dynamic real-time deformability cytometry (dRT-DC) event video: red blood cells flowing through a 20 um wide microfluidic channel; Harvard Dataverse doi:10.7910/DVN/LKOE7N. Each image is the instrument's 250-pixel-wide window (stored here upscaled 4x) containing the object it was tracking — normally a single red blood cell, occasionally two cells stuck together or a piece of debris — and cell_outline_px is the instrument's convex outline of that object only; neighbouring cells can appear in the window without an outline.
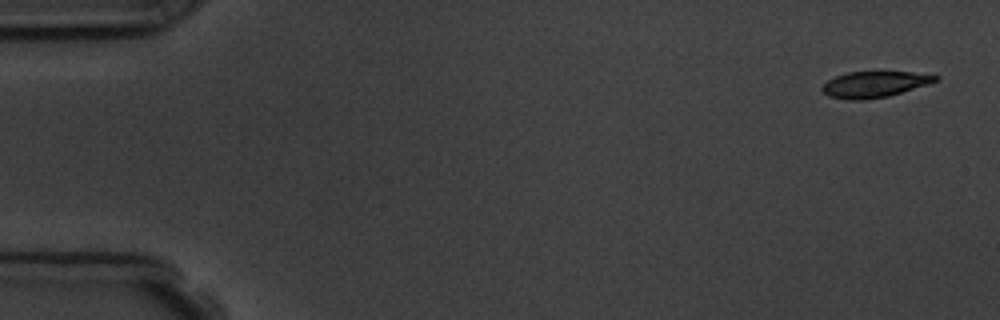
{"species": "common noctule bat (a hibernating species)", "species_latin": "Nyctalus noctula", "temperature_condition": "room temperature", "stored_images_in_passage": 11, "camera_frame_rate_fps": 3000, "um_per_image_px": 0.085, "animal": {"sex": "male", "body_mass_g": 19.5, "forearm_length_mm": 54.6}, "frame": {"image": 1, "passage_image": 1, "time_ms": 0.0, "image_size_px": [1000, 320], "cell_outline_px": [[940, 76], [936, 80], [928, 84], [888, 96], [864, 100], [848, 100], [828, 96], [820, 88], [828, 80], [836, 76], [848, 72], [912, 72]], "centroid_in_image_um": [74.29, 7.17], "position_along_channel_um": 10.7, "area_um2": 16.99}}
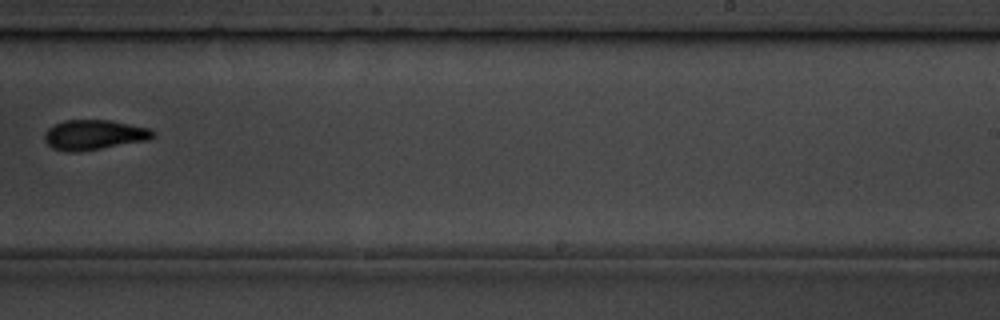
{"frame": {"image": 2, "passage_image": 10, "time_ms": 11.0, "image_size_px": [1000, 320], "cell_outline_px": [[156, 136], [148, 140], [76, 152], [64, 152], [52, 148], [44, 140], [44, 132], [48, 128], [64, 120], [108, 120], [152, 128], [156, 132]], "centroid_in_image_um": [8.0, 11.46], "position_along_channel_um": 281.0, "area_um2": 19.02}}
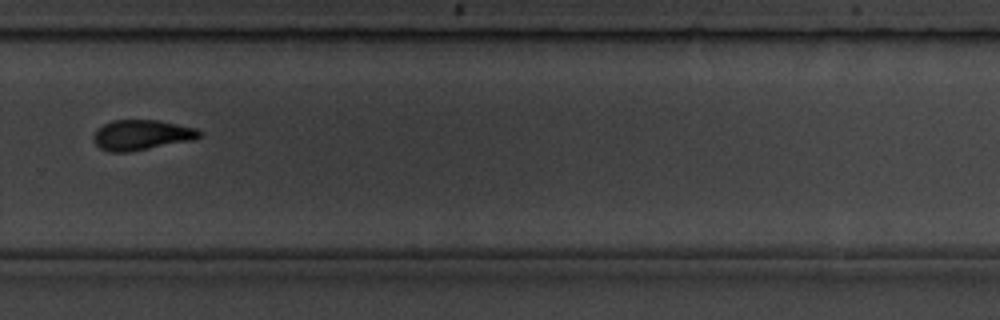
{"frame": {"image": 3, "passage_image": 11, "time_ms": 12.0, "image_size_px": [1000, 320], "cell_outline_px": [[204, 136], [192, 140], [128, 152], [108, 152], [100, 148], [92, 140], [92, 136], [104, 124], [112, 120], [160, 120], [196, 128], [204, 132]], "centroid_in_image_um": [12.07, 11.47], "position_along_channel_um": 317.7, "area_um2": 18.73}}